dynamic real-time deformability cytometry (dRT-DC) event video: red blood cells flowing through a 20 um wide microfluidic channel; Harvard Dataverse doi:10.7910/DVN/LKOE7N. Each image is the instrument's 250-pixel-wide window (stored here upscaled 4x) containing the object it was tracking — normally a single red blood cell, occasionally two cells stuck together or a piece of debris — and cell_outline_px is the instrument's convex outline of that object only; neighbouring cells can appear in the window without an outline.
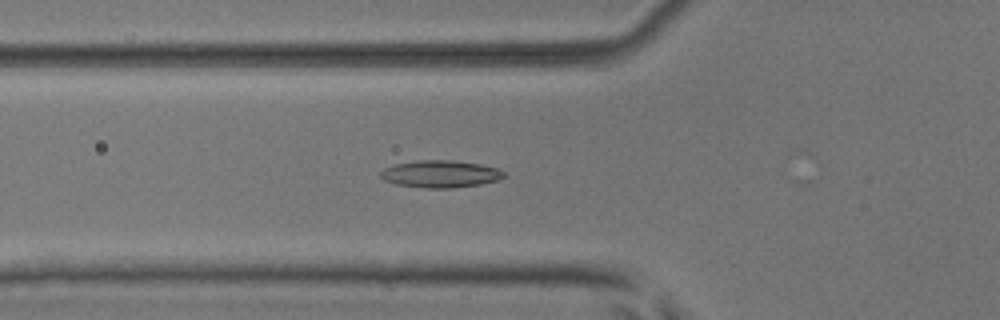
{"species": "common noctule bat (a hibernating species)", "species_latin": "Nyctalus noctula", "temperature_condition": "room temperature", "stored_images_in_passage": 22, "camera_frame_rate_fps": 3000, "um_per_image_px": 0.085, "animal": {"sex": "male", "body_mass_g": 17.9, "forearm_length_mm": 54.2}, "frame": {"image": 1, "passage_image": 18, "time_ms": 5.667, "image_size_px": [1000, 320], "cell_outline_px": [[504, 176], [496, 180], [480, 184], [452, 188], [424, 188], [396, 184], [384, 180], [380, 176], [380, 172], [384, 168], [392, 164], [420, 160], [448, 160], [480, 164], [496, 168], [504, 172]], "centroid_in_image_um": [37.38, 14.78], "position_along_channel_um": 88.4, "area_um2": 19.42}}
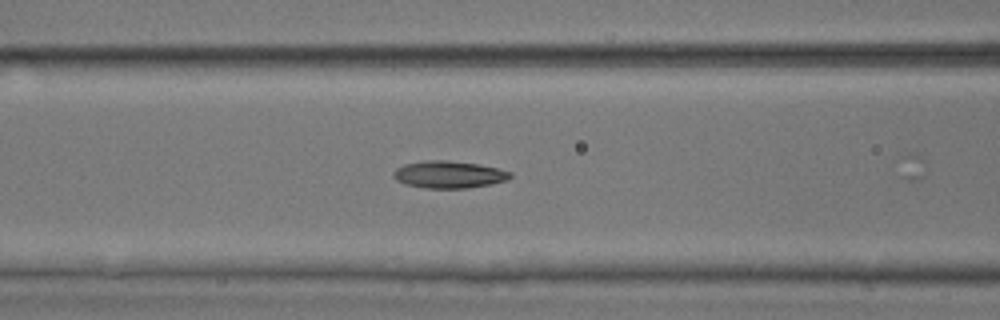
{"frame": {"image": 2, "passage_image": 21, "time_ms": 6.667, "image_size_px": [1000, 320], "cell_outline_px": [[512, 176], [508, 180], [468, 188], [424, 188], [404, 184], [396, 180], [392, 176], [392, 172], [396, 168], [404, 164], [424, 160], [444, 160], [480, 164], [512, 172]], "centroid_in_image_um": [38.11, 14.83], "position_along_channel_um": 128.5, "area_um2": 18.61}}